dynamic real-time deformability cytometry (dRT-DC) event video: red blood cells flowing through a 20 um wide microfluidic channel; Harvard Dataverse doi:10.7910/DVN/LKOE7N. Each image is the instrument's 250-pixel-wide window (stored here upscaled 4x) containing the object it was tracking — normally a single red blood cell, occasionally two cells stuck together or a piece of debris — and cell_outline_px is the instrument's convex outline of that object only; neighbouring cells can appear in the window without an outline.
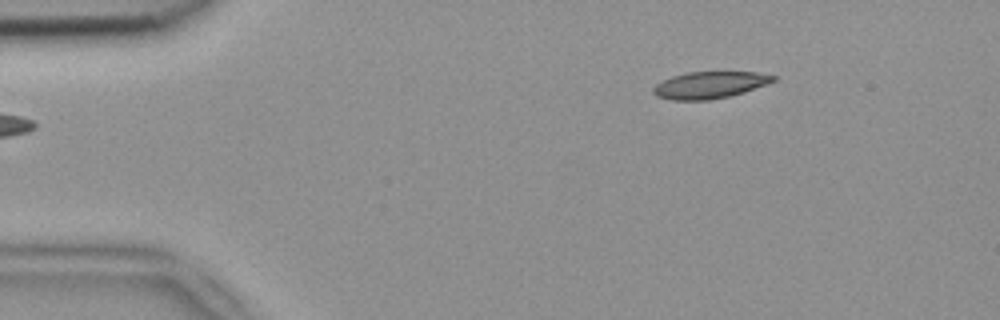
{"species": "common noctule bat (a hibernating species)", "species_latin": "Nyctalus noctula", "temperature_condition": "room temperature", "stored_images_in_passage": 5, "segment_of_instrument_passage": [2, 2], "camera_frame_rate_fps": 3000, "um_per_image_px": 0.085, "animal": {"sex": "female", "body_mass_g": 18.4}, "frame": {"image": 1, "passage_image": 5, "time_ms": 1.333, "image_size_px": [1000, 320], "cell_outline_px": [[776, 80], [744, 92], [728, 96], [708, 100], [672, 100], [656, 96], [652, 92], [652, 88], [656, 84], [672, 76], [688, 72], [756, 72], [776, 76]], "centroid_in_image_um": [60.29, 7.22], "position_along_channel_um": 24.7, "area_um2": 18.61}}